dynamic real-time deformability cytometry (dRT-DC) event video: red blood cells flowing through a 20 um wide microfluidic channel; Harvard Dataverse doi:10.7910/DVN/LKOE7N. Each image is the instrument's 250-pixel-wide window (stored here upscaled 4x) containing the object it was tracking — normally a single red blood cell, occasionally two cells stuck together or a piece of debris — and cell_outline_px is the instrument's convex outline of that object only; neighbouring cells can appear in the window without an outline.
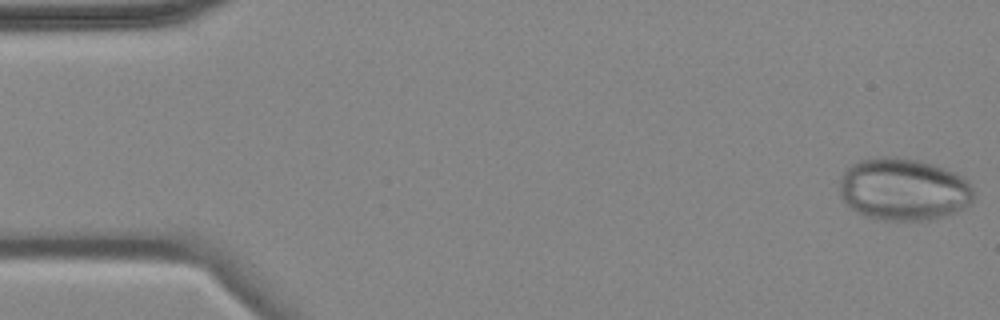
{"species": "common noctule bat (a hibernating species)", "species_latin": "Nyctalus noctula", "temperature_condition": "cold", "stored_images_in_passage": 4, "camera_frame_rate_fps": 3000, "um_per_image_px": 0.085, "animal": {"sex": "female", "body_mass_g": 18.4}, "frame": {"image": 1, "passage_image": 1, "time_ms": 0.0, "image_size_px": [1000, 320], "cell_outline_px": [[972, 204], [956, 212], [932, 220], [876, 220], [864, 216], [848, 208], [840, 196], [840, 176], [852, 164], [860, 160], [876, 156], [896, 156], [920, 160], [956, 172], [972, 188]], "centroid_in_image_um": [76.75, 16.1], "position_along_channel_um": 8.2, "area_um2": 49.3}}